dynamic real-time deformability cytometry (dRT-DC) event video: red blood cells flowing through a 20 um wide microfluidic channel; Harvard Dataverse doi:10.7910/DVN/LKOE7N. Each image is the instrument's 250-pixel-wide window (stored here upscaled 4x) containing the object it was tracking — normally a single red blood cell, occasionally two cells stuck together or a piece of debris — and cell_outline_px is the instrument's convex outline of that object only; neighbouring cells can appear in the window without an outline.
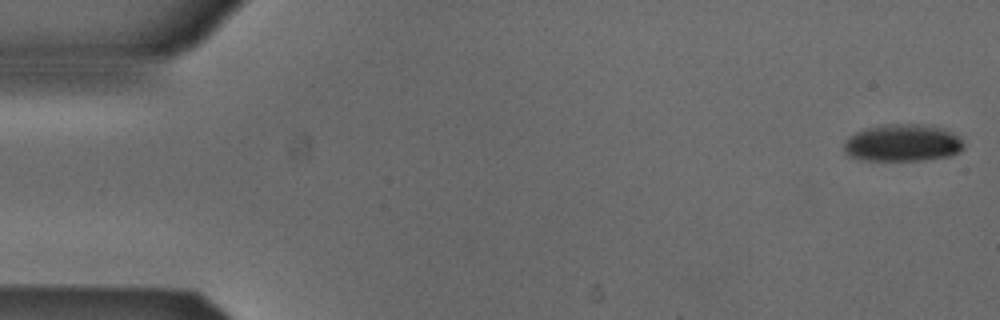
{"species": "Egyptian fruit bat (a non-hibernating species)", "species_latin": "Rousettus aegyptiacus", "temperature_condition": "cold", "stored_images_in_passage": 48, "camera_frame_rate_fps": 3000, "um_per_image_px": 0.085, "animal": {"sex": "male"}, "frame": {"image": 1, "passage_image": 1, "time_ms": 0.0, "image_size_px": [1000, 320], "cell_outline_px": [[964, 148], [960, 152], [948, 156], [924, 160], [868, 160], [848, 156], [844, 148], [844, 144], [856, 132], [868, 128], [888, 124], [920, 124], [940, 128], [956, 136], [964, 144]], "centroid_in_image_um": [76.73, 12.16], "position_along_channel_um": 8.3, "area_um2": 25.37}}
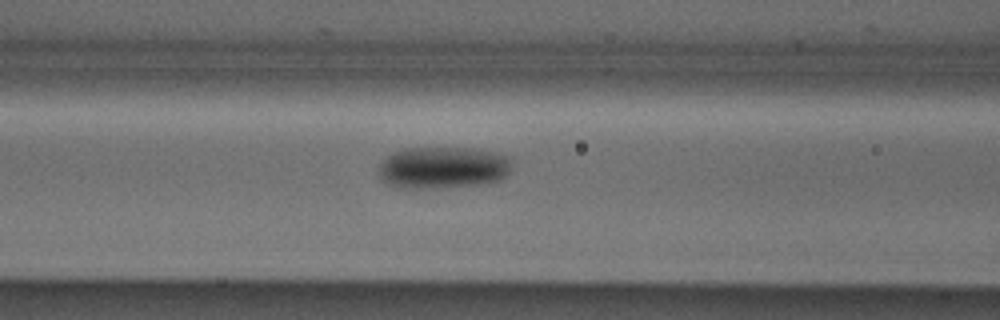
{"frame": {"image": 2, "passage_image": 21, "time_ms": 6.667, "image_size_px": [1000, 320], "cell_outline_px": [[512, 164], [508, 172], [500, 180], [484, 184], [420, 188], [396, 188], [380, 180], [380, 164], [388, 156], [404, 148], [472, 148], [496, 152], [508, 156], [512, 160]], "centroid_in_image_um": [37.67, 14.24], "position_along_channel_um": 128.9, "area_um2": 32.48}}
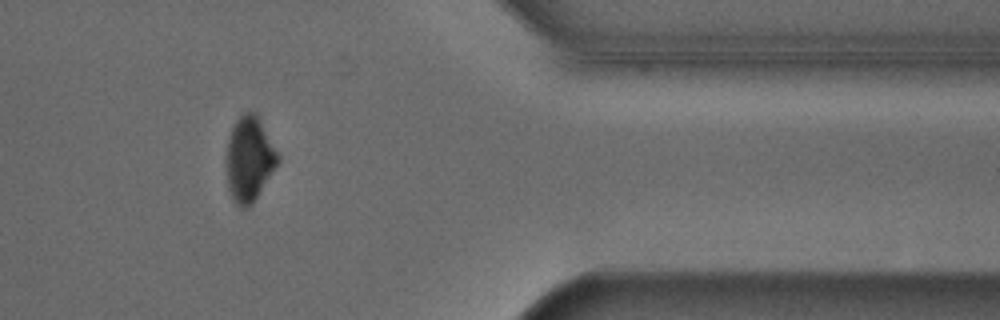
{"frame": {"image": 3, "passage_image": 43, "time_ms": 14.0, "image_size_px": [1000, 320], "cell_outline_px": [[280, 160], [252, 204], [248, 208], [240, 208], [236, 204], [228, 188], [228, 140], [232, 128], [236, 120], [240, 116], [248, 112], [256, 112], [280, 156]], "centroid_in_image_um": [21.22, 13.52], "position_along_channel_um": 390.2, "area_um2": 24.91}, "authors_computed_cell_mechanics": {"area_um2": 29.1601, "velocity_mm_per_s": 3.8888, "shape_relaxation_time_tau1_ms": 2.5643, "shape_relaxation_time_tau2_ms": null, "deformation_change_tau1": 0.0793, "deformation_change_tau2": null}}